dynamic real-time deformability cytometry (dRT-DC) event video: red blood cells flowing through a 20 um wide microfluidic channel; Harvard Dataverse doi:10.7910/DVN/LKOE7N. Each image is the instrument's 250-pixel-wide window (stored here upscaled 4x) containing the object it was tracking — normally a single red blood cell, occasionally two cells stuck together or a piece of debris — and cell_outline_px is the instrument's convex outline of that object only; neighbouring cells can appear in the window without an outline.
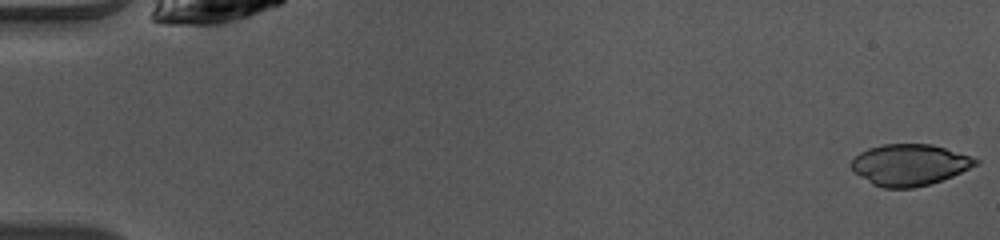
{"species": "common noctule bat (a hibernating species)", "species_latin": "Nyctalus noctula", "temperature_condition": "warm", "stored_images_in_passage": 48, "camera_frame_rate_fps": 3000, "um_per_image_px": 0.085, "animal": {"sex": "female", "body_mass_g": 10.0, "forearm_length_mm": 53.1}, "frame": {"image": 1, "passage_image": 1, "time_ms": 0.0, "image_size_px": [1000, 240], "cell_outline_px": [[980, 160], [976, 164], [952, 176], [928, 184], [912, 188], [884, 188], [872, 184], [852, 172], [848, 164], [860, 152], [868, 148], [884, 144], [932, 144]], "centroid_in_image_um": [77.22, 14.01], "position_along_channel_um": 7.8, "area_um2": 29.71}}